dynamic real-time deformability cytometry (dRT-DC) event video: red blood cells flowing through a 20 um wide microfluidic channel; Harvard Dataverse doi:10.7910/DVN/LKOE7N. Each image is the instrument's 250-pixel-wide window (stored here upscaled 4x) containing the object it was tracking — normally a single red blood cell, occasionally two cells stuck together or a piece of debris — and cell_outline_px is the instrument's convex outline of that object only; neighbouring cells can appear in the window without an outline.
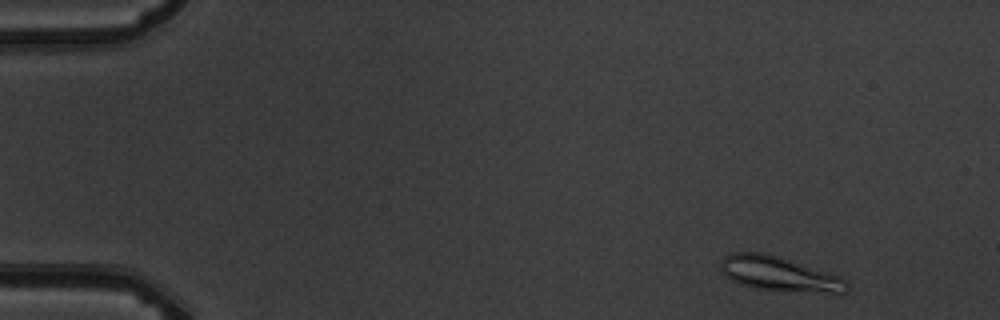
{"species": "common noctule bat (a hibernating species)", "species_latin": "Nyctalus noctula", "temperature_condition": "warm", "stored_images_in_passage": 4, "camera_frame_rate_fps": 3000, "um_per_image_px": 0.085, "animal": {"sex": "male", "body_mass_g": 19.5, "forearm_length_mm": 54.6}, "frame": {"image": 1, "passage_image": 1, "time_ms": 0.0, "image_size_px": [1000, 320], "cell_outline_px": [[848, 292], [840, 296], [832, 296], [752, 288], [740, 284], [732, 280], [720, 268], [720, 260], [728, 252], [768, 252], [840, 276], [848, 280]], "centroid_in_image_um": [66.36, 23.33], "position_along_channel_um": 18.6, "area_um2": 26.7}}